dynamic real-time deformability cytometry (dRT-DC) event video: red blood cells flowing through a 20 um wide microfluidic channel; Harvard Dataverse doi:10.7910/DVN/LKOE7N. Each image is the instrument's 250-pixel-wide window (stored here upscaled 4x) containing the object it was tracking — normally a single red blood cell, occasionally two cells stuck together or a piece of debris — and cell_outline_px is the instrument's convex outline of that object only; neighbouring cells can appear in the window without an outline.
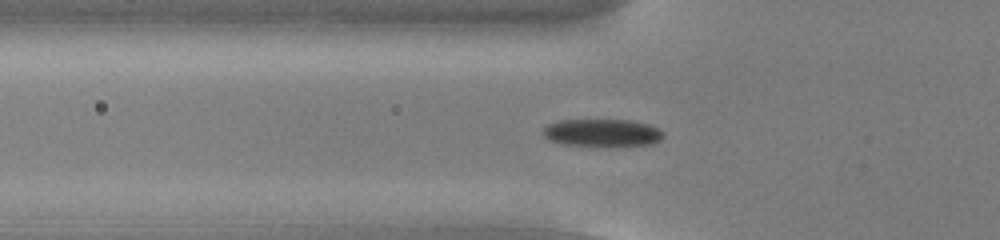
{"species": "common noctule bat (a hibernating species)", "species_latin": "Nyctalus noctula", "temperature_condition": "cold", "stored_images_in_passage": 54, "camera_frame_rate_fps": 3000, "um_per_image_px": 0.085, "animal": {"sex": "male", "body_mass_g": 13.0, "forearm_length_mm": 53.1}, "frame": {"image": 1, "passage_image": 19, "time_ms": 6.0, "image_size_px": [1000, 240], "cell_outline_px": [[664, 136], [660, 140], [652, 144], [616, 148], [564, 144], [552, 140], [544, 136], [544, 128], [548, 124], [560, 120], [628, 120], [648, 124], [660, 128], [664, 132]], "centroid_in_image_um": [51.28, 11.32], "position_along_channel_um": 74.5, "area_um2": 19.83}}
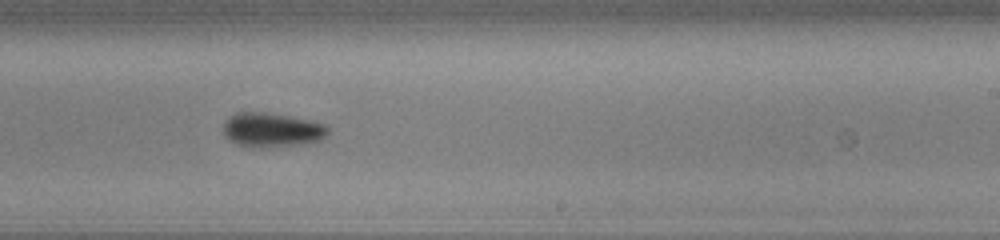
{"frame": {"image": 2, "passage_image": 34, "time_ms": 11.0, "image_size_px": [1000, 240], "cell_outline_px": [[328, 132], [320, 140], [308, 144], [260, 148], [236, 144], [228, 140], [224, 136], [224, 124], [236, 112], [264, 112], [312, 120], [324, 124], [328, 128]], "centroid_in_image_um": [23.12, 11.06], "position_along_channel_um": 265.9, "area_um2": 20.98}}
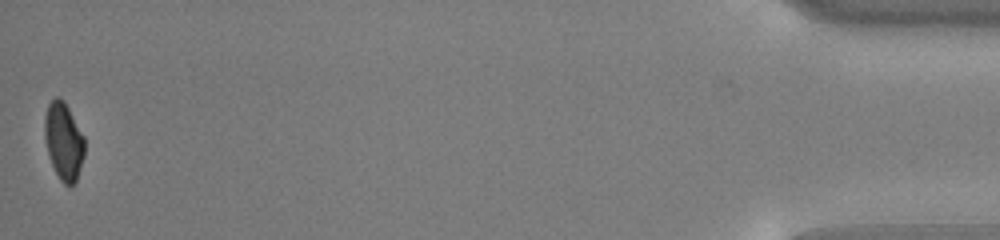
{"frame": {"image": 3, "passage_image": 54, "time_ms": 17.667, "image_size_px": [1000, 240], "cell_outline_px": [[84, 156], [76, 180], [68, 188], [60, 180], [48, 156], [44, 136], [44, 116], [48, 104], [56, 96], [64, 100], [84, 136]], "centroid_in_image_um": [5.4, 11.99], "position_along_channel_um": 429.8, "area_um2": 18.09}, "authors_computed_cell_mechanics": {"area_um2": 19.2185, "velocity_mm_per_s": 3.831, "shape_relaxation_time_tau1_ms": 2.8239, "shape_relaxation_time_tau2_ms": null, "deformation_change_tau1": 0.0939, "deformation_change_tau2": null}}